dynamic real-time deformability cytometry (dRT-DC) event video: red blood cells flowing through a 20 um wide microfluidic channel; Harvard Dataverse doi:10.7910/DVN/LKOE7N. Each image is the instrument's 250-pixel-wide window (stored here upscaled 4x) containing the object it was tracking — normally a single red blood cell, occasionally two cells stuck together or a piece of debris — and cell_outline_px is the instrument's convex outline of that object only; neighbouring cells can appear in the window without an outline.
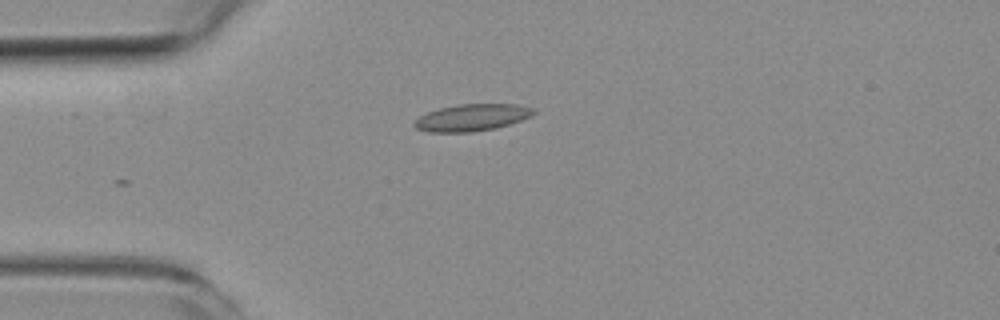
{"species": "common noctule bat (a hibernating species)", "species_latin": "Nyctalus noctula", "temperature_condition": "room temperature", "stored_images_in_passage": 4, "camera_frame_rate_fps": 3000, "um_per_image_px": 0.085, "animal": {"sex": "female", "body_mass_g": 19.3, "forearm_length_mm": 54.1}, "frame": {"image": 1, "passage_image": 1, "time_ms": 0.0, "image_size_px": [1000, 320], "cell_outline_px": [[536, 112], [520, 120], [496, 128], [472, 132], [428, 132], [416, 128], [412, 124], [420, 116], [428, 112], [440, 108], [456, 104], [516, 104], [532, 108]], "centroid_in_image_um": [40.07, 9.99], "position_along_channel_um": 44.9, "area_um2": 18.5}}
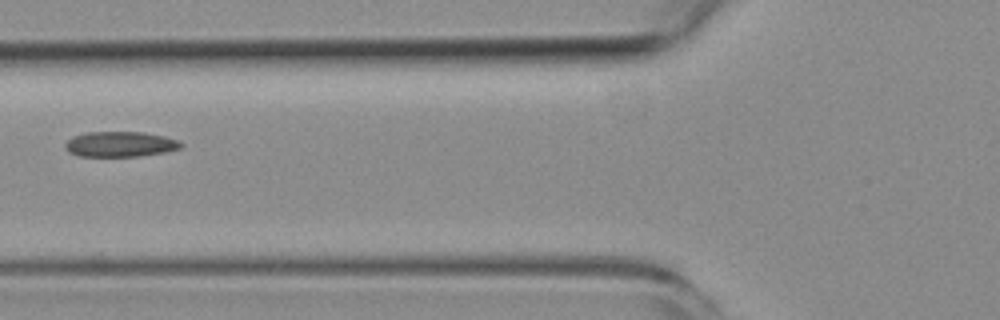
{"frame": {"image": 2, "passage_image": 3, "time_ms": 2.333, "image_size_px": [1000, 320], "cell_outline_px": [[184, 144], [180, 148], [164, 152], [136, 156], [80, 156], [68, 152], [64, 148], [64, 144], [72, 136], [88, 132], [144, 132], [164, 136], [176, 140]], "centroid_in_image_um": [10.17, 12.25], "position_along_channel_um": 115.6, "area_um2": 16.99}}
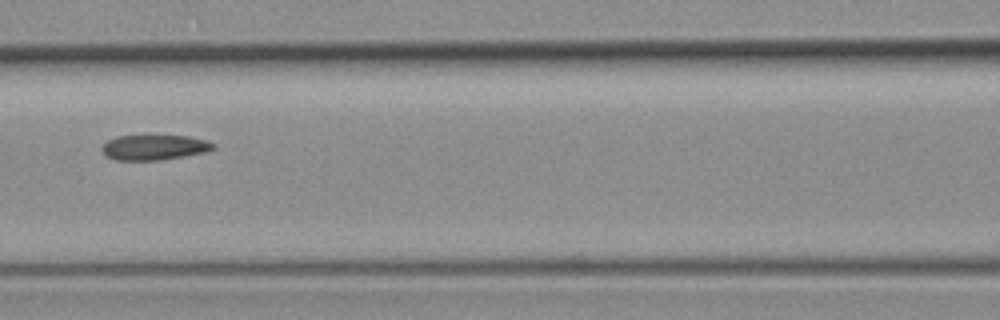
{"frame": {"image": 3, "passage_image": 4, "time_ms": 3.333, "image_size_px": [1000, 320], "cell_outline_px": [[216, 148], [204, 152], [184, 156], [156, 160], [116, 160], [108, 156], [100, 148], [108, 140], [116, 136], [152, 132], [188, 136], [204, 140], [216, 144]], "centroid_in_image_um": [13.1, 12.46], "position_along_channel_um": 153.5, "area_um2": 17.11}}